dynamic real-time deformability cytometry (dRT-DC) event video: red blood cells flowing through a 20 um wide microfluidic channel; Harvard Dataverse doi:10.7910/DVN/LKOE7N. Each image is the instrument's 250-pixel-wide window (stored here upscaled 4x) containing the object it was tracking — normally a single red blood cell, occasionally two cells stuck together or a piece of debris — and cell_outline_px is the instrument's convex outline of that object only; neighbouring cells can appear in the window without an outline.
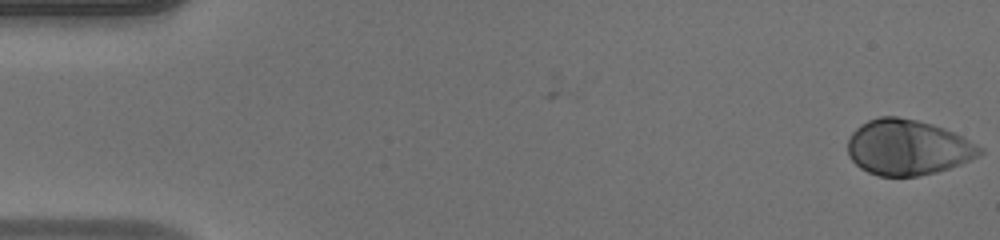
{"species": "human", "species_latin": "Homo sapiens", "temperature_condition": "warm", "stored_images_in_passage": 11, "camera_frame_rate_fps": 3000, "um_per_image_px": 0.085, "donor": {"sex": "male"}, "frame": {"image": 1, "passage_image": 1, "time_ms": 0.0, "image_size_px": [1000, 240], "cell_outline_px": [[984, 152], [980, 156], [960, 164], [936, 172], [916, 176], [880, 176], [868, 172], [860, 168], [848, 156], [848, 136], [860, 124], [868, 120], [880, 116], [896, 116], [916, 120], [932, 124], [944, 128], [984, 148]], "centroid_in_image_um": [77.14, 12.53], "position_along_channel_um": 7.9, "area_um2": 42.66}}